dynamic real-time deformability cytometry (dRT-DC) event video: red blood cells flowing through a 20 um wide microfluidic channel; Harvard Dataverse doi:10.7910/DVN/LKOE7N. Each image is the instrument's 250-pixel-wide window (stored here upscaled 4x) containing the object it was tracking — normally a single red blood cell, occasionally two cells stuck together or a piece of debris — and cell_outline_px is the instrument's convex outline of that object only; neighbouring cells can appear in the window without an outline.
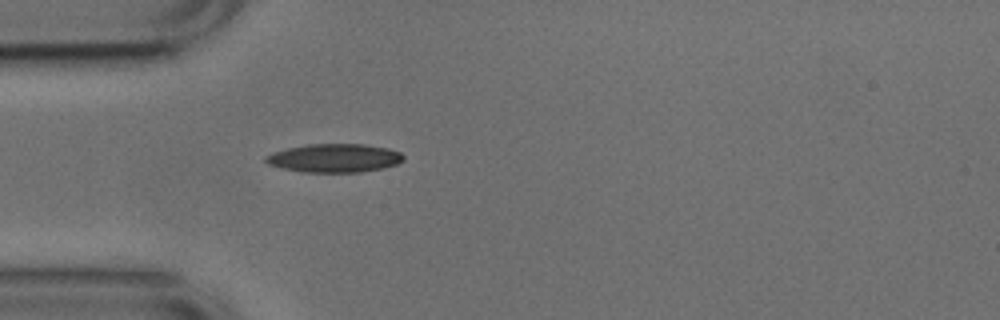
{"species": "common noctule bat (a hibernating species)", "species_latin": "Nyctalus noctula", "temperature_condition": "cold", "stored_images_in_passage": 39, "camera_frame_rate_fps": 3000, "um_per_image_px": 0.085, "animal": {"sex": "male", "body_mass_g": 17.9, "forearm_length_mm": 54.2}, "frame": {"image": 1, "passage_image": 1, "time_ms": 0.0, "image_size_px": [1000, 320], "cell_outline_px": [[404, 160], [396, 164], [384, 168], [360, 172], [304, 172], [284, 168], [268, 164], [264, 160], [264, 156], [272, 152], [288, 148], [308, 144], [364, 144], [388, 148], [400, 152], [404, 156]], "centroid_in_image_um": [28.43, 13.43], "position_along_channel_um": 56.6, "area_um2": 22.89}}
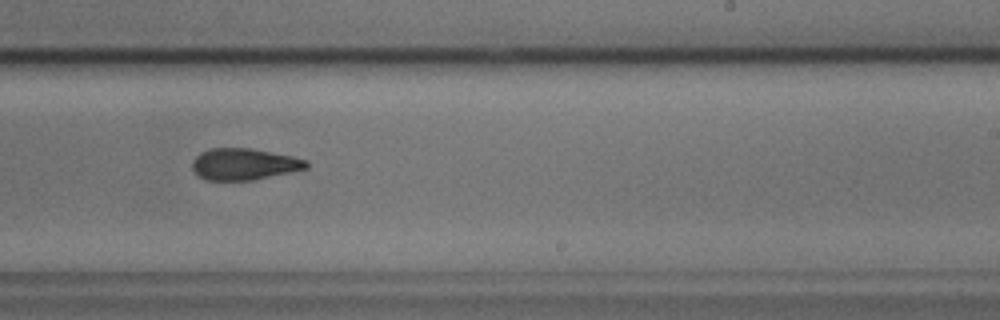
{"frame": {"image": 2, "passage_image": 18, "time_ms": 5.667, "image_size_px": [1000, 320], "cell_outline_px": [[308, 168], [252, 180], [204, 180], [192, 168], [192, 160], [200, 152], [212, 148], [252, 148], [292, 156], [308, 160]], "centroid_in_image_um": [20.74, 13.94], "position_along_channel_um": 268.3, "area_um2": 20.92}}
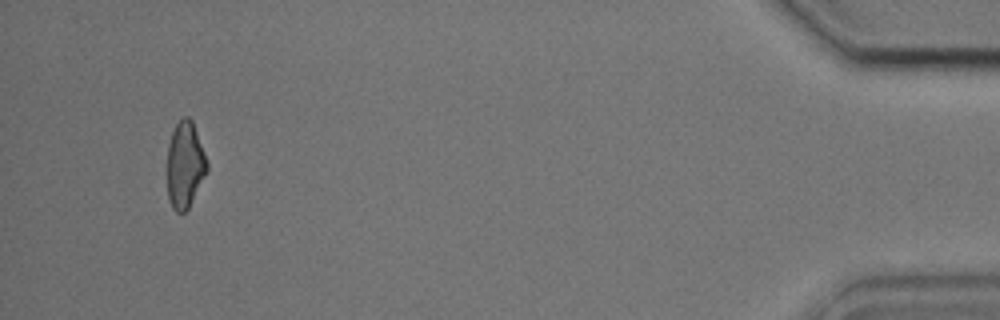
{"frame": {"image": 3, "passage_image": 36, "time_ms": 11.667, "image_size_px": [1000, 320], "cell_outline_px": [[208, 172], [188, 208], [184, 212], [176, 212], [172, 208], [168, 200], [168, 144], [172, 132], [176, 124], [184, 116], [188, 116], [192, 120], [204, 152], [208, 164]], "centroid_in_image_um": [15.73, 14.03], "position_along_channel_um": 419.5, "area_um2": 20.0}, "authors_computed_cell_mechanics": {"area_um2": 21.1548, "velocity_mm_per_s": 3.7951, "shape_relaxation_time_tau1_ms": 7.4867, "shape_relaxation_time_tau2_ms": 4.1747, "deformation_change_tau1": 0.1896, "deformation_change_tau2": 0.1223}}